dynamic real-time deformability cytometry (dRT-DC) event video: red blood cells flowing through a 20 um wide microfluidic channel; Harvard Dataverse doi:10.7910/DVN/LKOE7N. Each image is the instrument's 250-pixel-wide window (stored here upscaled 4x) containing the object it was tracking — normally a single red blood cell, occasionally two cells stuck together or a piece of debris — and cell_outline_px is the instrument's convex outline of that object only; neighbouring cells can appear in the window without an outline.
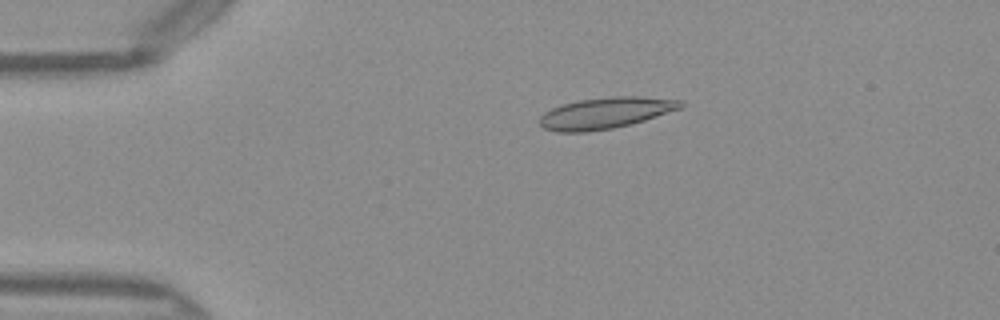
{"species": "Egyptian fruit bat (a non-hibernating species)", "species_latin": "Rousettus aegyptiacus", "temperature_condition": "warm", "stored_images_in_passage": 50, "camera_frame_rate_fps": 3000, "um_per_image_px": 0.085, "frame": {"image": 1, "passage_image": 10, "time_ms": 3.0, "image_size_px": [1000, 320], "cell_outline_px": [[684, 104], [680, 108], [632, 124], [612, 128], [588, 132], [556, 132], [544, 128], [540, 124], [540, 116], [544, 112], [552, 108], [564, 104], [580, 100], [612, 96], [640, 96], [684, 100]], "centroid_in_image_um": [51.47, 9.6], "position_along_channel_um": 33.5, "area_um2": 25.61}}
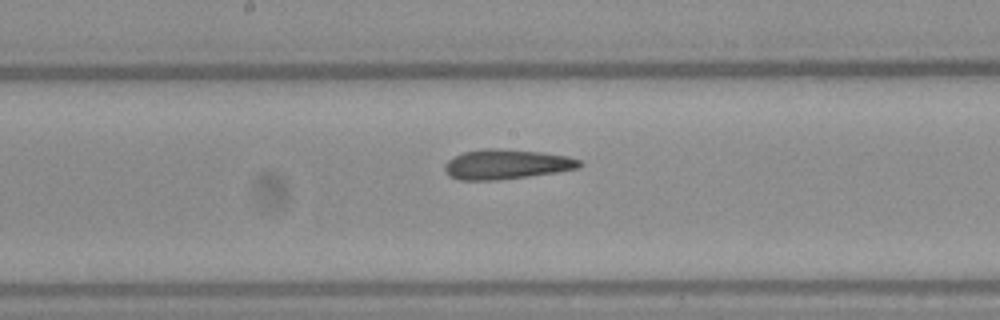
{"frame": {"image": 2, "passage_image": 26, "time_ms": 8.333, "image_size_px": [1000, 320], "cell_outline_px": [[584, 164], [580, 168], [556, 172], [528, 176], [496, 180], [460, 180], [448, 176], [444, 172], [444, 164], [448, 160], [464, 152], [484, 148], [496, 148], [544, 152], [568, 156], [580, 160]], "centroid_in_image_um": [43.05, 13.96], "position_along_channel_um": 205.1, "area_um2": 23.58}}
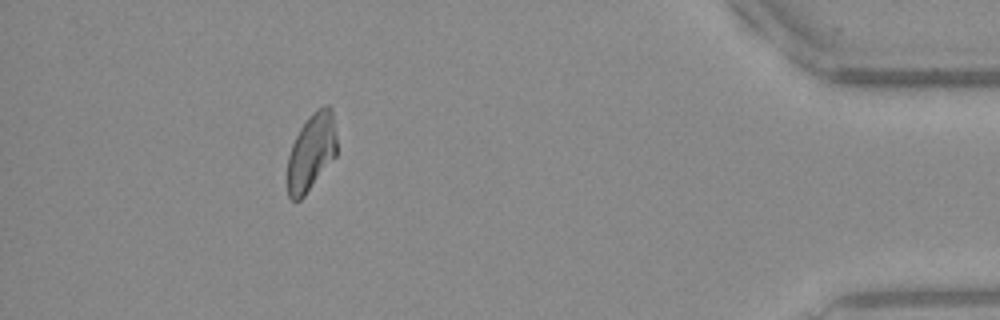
{"frame": {"image": 3, "passage_image": 45, "time_ms": 14.667, "image_size_px": [1000, 320], "cell_outline_px": [[336, 156], [304, 196], [300, 200], [292, 200], [288, 196], [288, 156], [292, 144], [300, 128], [312, 112], [316, 108], [324, 104], [328, 104], [332, 108], [336, 136]], "centroid_in_image_um": [26.47, 12.89], "position_along_channel_um": 408.7, "area_um2": 22.2}, "authors_computed_cell_mechanics": {"area_um2": 23.5824, "velocity_mm_per_s": 4.0607, "shape_relaxation_time_tau1_ms": null, "shape_relaxation_time_tau2_ms": 2.8256, "deformation_change_tau1": null, "deformation_change_tau2": 0.1015}}